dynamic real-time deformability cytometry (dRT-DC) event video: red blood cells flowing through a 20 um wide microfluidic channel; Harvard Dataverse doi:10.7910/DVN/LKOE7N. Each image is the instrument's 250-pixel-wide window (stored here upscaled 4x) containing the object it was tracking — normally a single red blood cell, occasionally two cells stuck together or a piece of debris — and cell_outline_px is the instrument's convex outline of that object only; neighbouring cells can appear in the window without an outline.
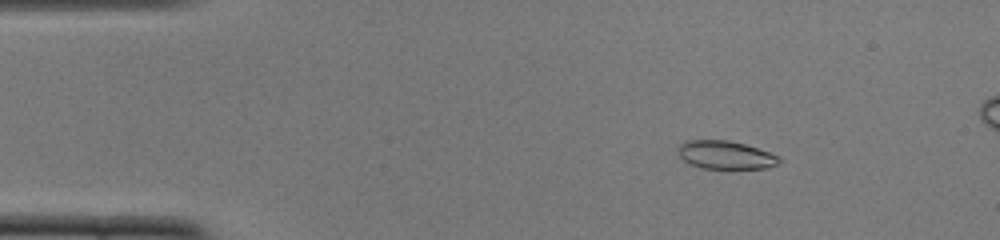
{"species": "common noctule bat (a hibernating species)", "species_latin": "Nyctalus noctula", "temperature_condition": "cold", "stored_images_in_passage": 51, "camera_frame_rate_fps": 3000, "um_per_image_px": 0.085, "animal": {"sex": "female", "body_mass_g": 22.0, "forearm_length_mm": 56.7}, "frame": {"image": 1, "passage_image": 8, "time_ms": 2.333, "image_size_px": [1000, 240], "cell_outline_px": [[784, 160], [780, 164], [768, 168], [704, 168], [692, 164], [684, 160], [680, 156], [676, 148], [684, 140], [728, 140], [744, 144], [780, 156]], "centroid_in_image_um": [61.7, 13.16], "position_along_channel_um": 23.3, "area_um2": 16.65}}
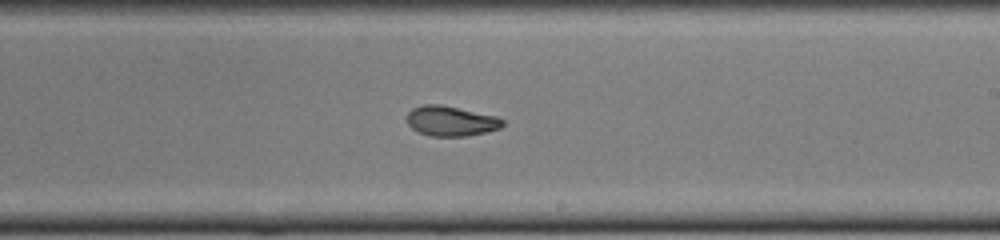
{"frame": {"image": 2, "passage_image": 31, "time_ms": 10.0, "image_size_px": [1000, 240], "cell_outline_px": [[504, 124], [500, 128], [468, 136], [432, 136], [420, 132], [412, 128], [408, 124], [408, 112], [412, 108], [424, 104], [440, 104], [496, 116], [504, 120]], "centroid_in_image_um": [38.33, 10.28], "position_along_channel_um": 250.7, "area_um2": 16.59}}
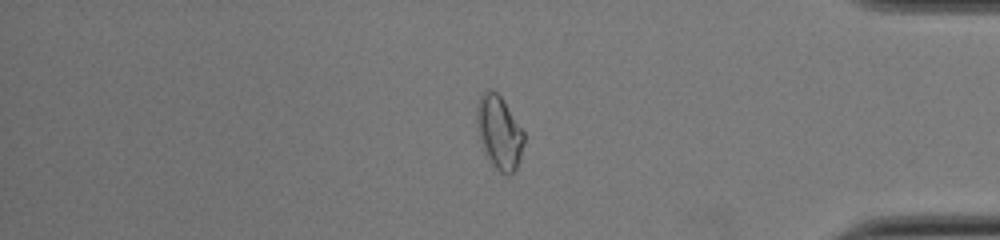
{"frame": {"image": 3, "passage_image": 44, "time_ms": 14.333, "image_size_px": [1000, 240], "cell_outline_px": [[524, 144], [516, 168], [508, 176], [500, 172], [488, 160], [484, 152], [480, 140], [476, 124], [476, 108], [480, 96], [488, 88], [492, 88], [500, 96], [524, 132]], "centroid_in_image_um": [42.41, 11.25], "position_along_channel_um": 392.8, "area_um2": 20.06}, "authors_computed_cell_mechanics": {"area_um2": 17.3978, "velocity_mm_per_s": 3.8702, "shape_relaxation_time_tau1_ms": null, "shape_relaxation_time_tau2_ms": 2.8696, "deformation_change_tau1": null, "deformation_change_tau2": 0.0822}}